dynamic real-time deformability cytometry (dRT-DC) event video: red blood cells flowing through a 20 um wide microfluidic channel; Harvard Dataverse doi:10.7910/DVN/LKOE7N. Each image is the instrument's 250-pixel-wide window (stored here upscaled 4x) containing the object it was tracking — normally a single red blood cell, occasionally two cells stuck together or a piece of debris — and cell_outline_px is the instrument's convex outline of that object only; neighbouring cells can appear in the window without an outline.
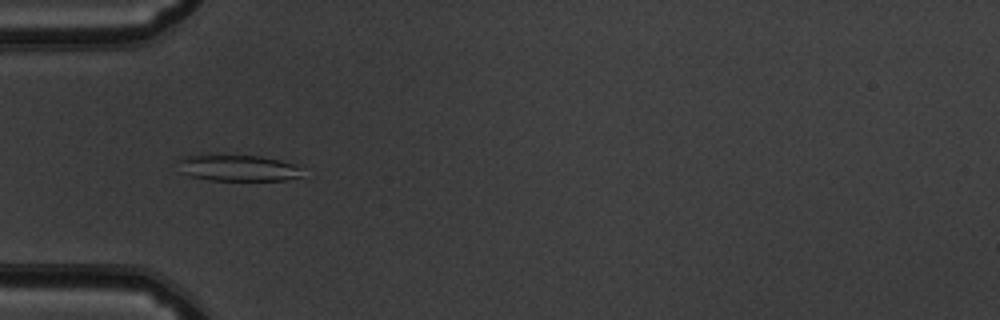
{"species": "common noctule bat (a hibernating species)", "species_latin": "Nyctalus noctula", "temperature_condition": "warm", "stored_images_in_passage": 39, "camera_frame_rate_fps": 3000, "um_per_image_px": 0.085, "animal": {"sex": "male", "body_mass_g": 19.5, "forearm_length_mm": 54.6}, "frame": {"image": 1, "passage_image": 3, "time_ms": 0.667, "image_size_px": [1000, 320], "cell_outline_px": [[300, 176], [284, 180], [208, 180], [192, 176], [180, 172], [176, 160], [200, 152], [208, 152], [260, 156], [280, 160], [292, 164], [296, 168]], "centroid_in_image_um": [20.03, 14.22], "position_along_channel_um": 65.0, "area_um2": 19.54}}
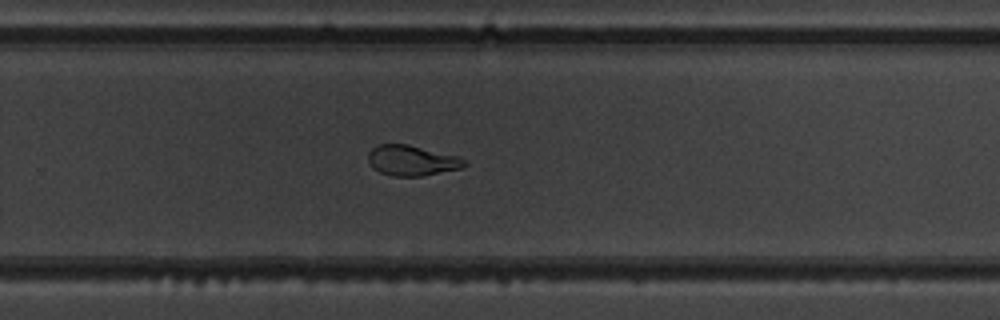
{"frame": {"image": 2, "passage_image": 21, "time_ms": 6.667, "image_size_px": [1000, 320], "cell_outline_px": [[468, 164], [460, 168], [424, 176], [392, 176], [380, 172], [368, 160], [368, 152], [372, 148], [380, 144], [408, 144], [456, 156], [464, 160]], "centroid_in_image_um": [35.0, 13.64], "position_along_channel_um": 294.8, "area_um2": 16.76}}
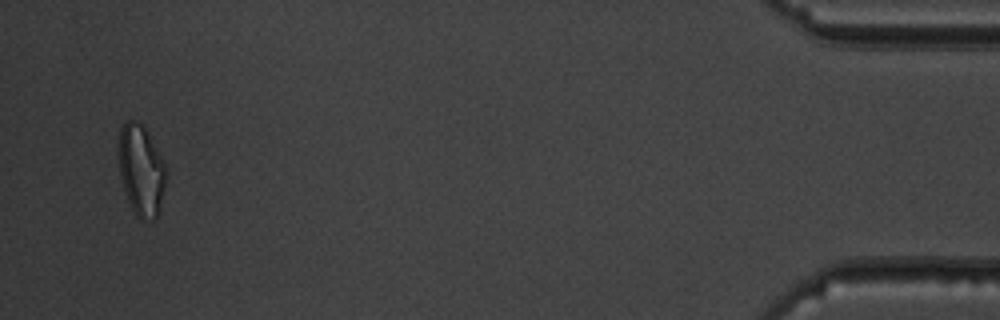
{"frame": {"image": 3, "passage_image": 37, "time_ms": 12.0, "image_size_px": [1000, 320], "cell_outline_px": [[168, 172], [160, 212], [156, 220], [140, 220], [136, 216], [128, 200], [120, 176], [116, 144], [120, 128], [124, 120], [132, 120], [140, 124], [144, 128], [160, 152]], "centroid_in_image_um": [12.0, 14.48], "position_along_channel_um": 423.2, "area_um2": 25.89}, "authors_computed_cell_mechanics": {"area_um2": 17.8602, "velocity_mm_per_s": 3.8656, "shape_relaxation_time_tau1_ms": 7.8685, "shape_relaxation_time_tau2_ms": 1.5165, "deformation_change_tau1": 0.2333, "deformation_change_tau2": 0.0604}}